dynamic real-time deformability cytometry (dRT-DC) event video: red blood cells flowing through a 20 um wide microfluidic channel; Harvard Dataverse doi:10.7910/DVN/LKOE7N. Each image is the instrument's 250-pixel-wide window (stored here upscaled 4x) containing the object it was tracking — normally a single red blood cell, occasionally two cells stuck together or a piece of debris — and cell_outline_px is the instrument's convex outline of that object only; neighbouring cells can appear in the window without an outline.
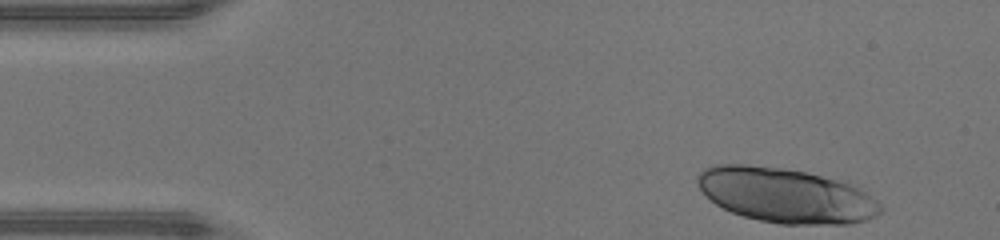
{"species": "human", "species_latin": "Homo sapiens", "temperature_condition": "warm", "stored_images_in_passage": 16, "camera_frame_rate_fps": 3000, "um_per_image_px": 0.085, "donor": {"sex": "male"}, "frame": {"image": 1, "passage_image": 1, "time_ms": 0.0, "image_size_px": [1000, 240], "cell_outline_px": [[884, 208], [876, 216], [868, 220], [852, 224], [780, 224], [760, 220], [744, 216], [732, 212], [716, 204], [700, 188], [696, 180], [696, 176], [704, 168], [712, 164], [748, 164], [780, 168], [808, 172], [848, 180], [860, 188], [876, 200]], "centroid_in_image_um": [66.85, 16.59], "position_along_channel_um": 18.2, "area_um2": 58.9}}